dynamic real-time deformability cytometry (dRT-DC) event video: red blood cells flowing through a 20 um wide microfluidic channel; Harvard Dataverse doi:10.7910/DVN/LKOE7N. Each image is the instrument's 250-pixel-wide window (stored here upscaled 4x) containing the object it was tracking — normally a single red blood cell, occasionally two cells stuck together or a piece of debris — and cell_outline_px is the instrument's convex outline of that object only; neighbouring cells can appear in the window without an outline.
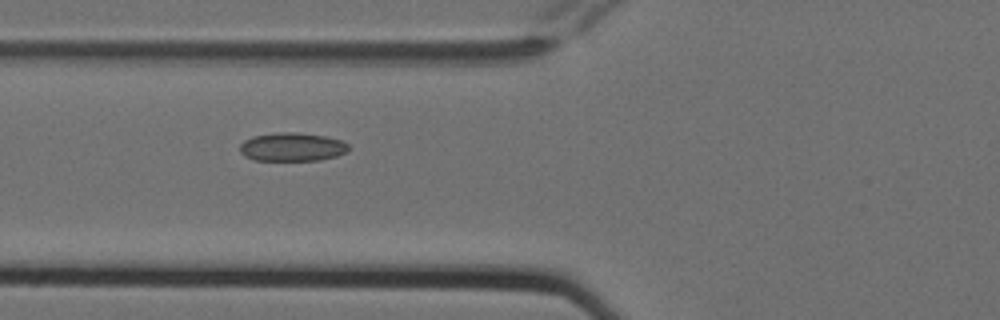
{"species": "Egyptian fruit bat (a non-hibernating species)", "species_latin": "Rousettus aegyptiacus", "temperature_condition": "cold", "stored_images_in_passage": 6, "camera_frame_rate_fps": 3000, "um_per_image_px": 0.085, "animal": {"sex": "female"}, "frame": {"image": 1, "passage_image": 4, "time_ms": 1.0, "image_size_px": [1000, 320], "cell_outline_px": [[348, 148], [344, 152], [336, 156], [320, 160], [252, 160], [244, 156], [240, 152], [240, 144], [244, 140], [252, 136], [276, 132], [296, 132], [324, 136], [340, 140], [348, 144]], "centroid_in_image_um": [24.77, 12.49], "position_along_channel_um": 101.0, "area_um2": 18.03}}
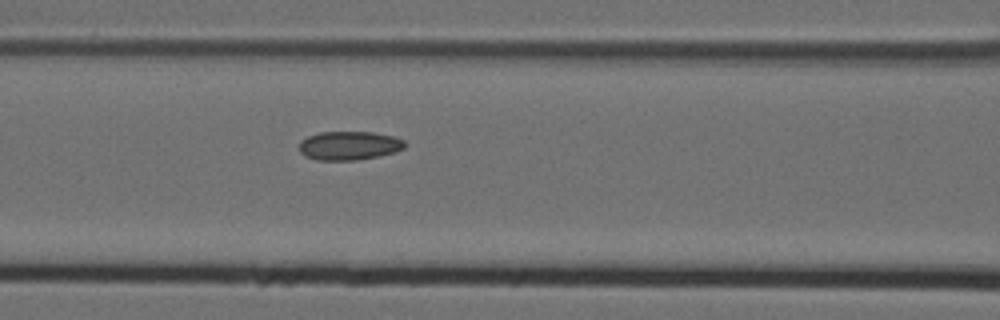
{"frame": {"image": 2, "passage_image": 5, "time_ms": 1.333, "image_size_px": [1000, 320], "cell_outline_px": [[408, 144], [404, 148], [396, 152], [380, 156], [356, 160], [316, 160], [304, 156], [300, 152], [300, 140], [308, 136], [320, 132], [372, 132], [392, 136], [404, 140]], "centroid_in_image_um": [29.69, 12.38], "position_along_channel_um": 136.9, "area_um2": 17.86}}